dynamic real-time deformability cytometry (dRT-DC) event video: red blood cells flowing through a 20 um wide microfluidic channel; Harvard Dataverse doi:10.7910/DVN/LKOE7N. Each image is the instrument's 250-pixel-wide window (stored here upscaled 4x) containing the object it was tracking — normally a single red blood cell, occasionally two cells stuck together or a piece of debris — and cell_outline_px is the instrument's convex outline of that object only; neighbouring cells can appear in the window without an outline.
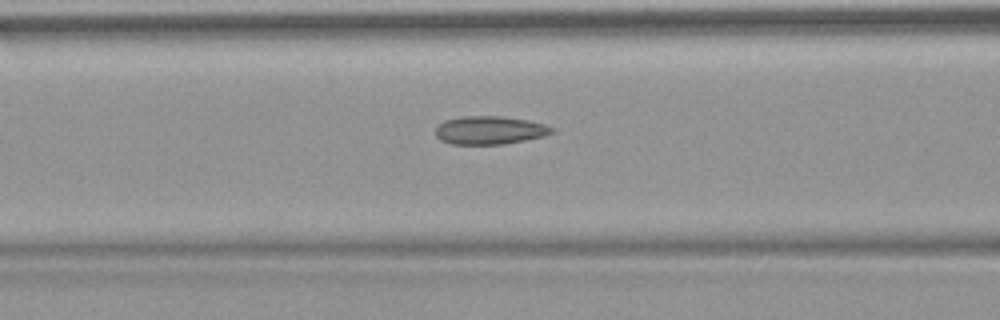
{"species": "common noctule bat (a hibernating species)", "species_latin": "Nyctalus noctula", "temperature_condition": "warm", "stored_images_in_passage": 53, "camera_frame_rate_fps": 3000, "um_per_image_px": 0.085, "animal": {"sex": "female", "body_mass_g": 18.4}, "frame": {"image": 1, "passage_image": 22, "time_ms": 7.0, "image_size_px": [1000, 320], "cell_outline_px": [[556, 132], [544, 136], [504, 144], [452, 144], [440, 140], [436, 136], [436, 128], [444, 120], [464, 116], [504, 116], [528, 120], [544, 124], [552, 128]], "centroid_in_image_um": [41.63, 11.06], "position_along_channel_um": 125.0, "area_um2": 19.13}}
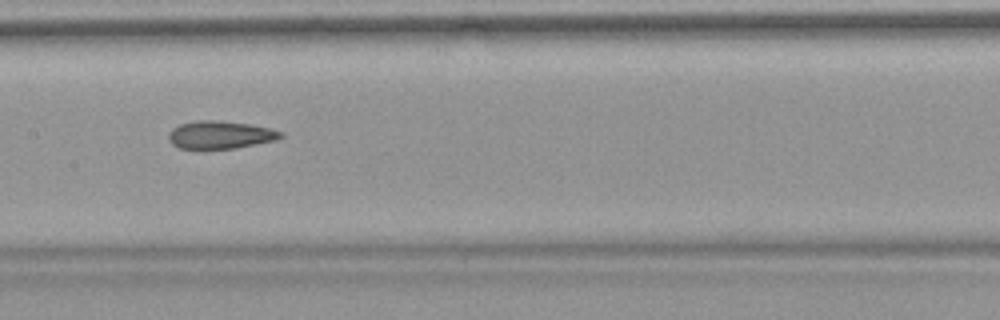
{"frame": {"image": 2, "passage_image": 27, "time_ms": 8.667, "image_size_px": [1000, 320], "cell_outline_px": [[284, 136], [276, 140], [236, 148], [180, 148], [172, 144], [168, 140], [168, 132], [172, 128], [180, 124], [196, 120], [216, 120], [248, 124], [272, 128], [284, 132]], "centroid_in_image_um": [18.73, 11.45], "position_along_channel_um": 188.7, "area_um2": 18.21}}
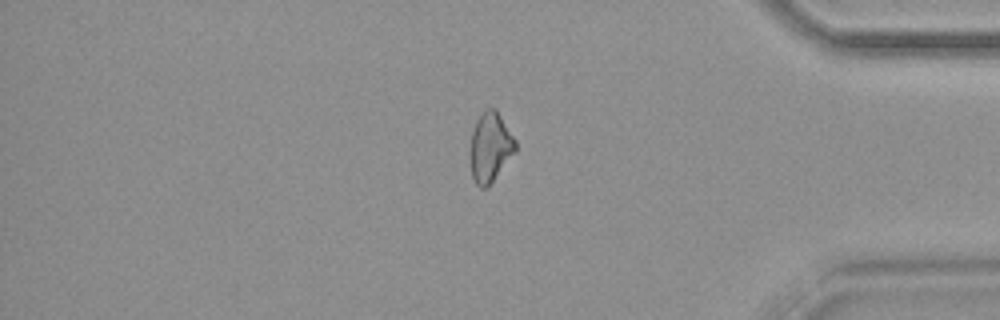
{"frame": {"image": 3, "passage_image": 45, "time_ms": 14.667, "image_size_px": [1000, 320], "cell_outline_px": [[516, 152], [488, 188], [480, 188], [476, 184], [472, 176], [468, 160], [468, 156], [472, 132], [476, 120], [488, 108], [496, 108], [516, 140]], "centroid_in_image_um": [41.65, 12.56], "position_along_channel_um": 393.5, "area_um2": 18.84}, "authors_computed_cell_mechanics": {"area_um2": 19.1896, "velocity_mm_per_s": 3.8332, "shape_relaxation_time_tau1_ms": null, "shape_relaxation_time_tau2_ms": 3.0246, "deformation_change_tau1": null, "deformation_change_tau2": 0.1059}}